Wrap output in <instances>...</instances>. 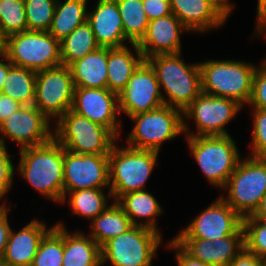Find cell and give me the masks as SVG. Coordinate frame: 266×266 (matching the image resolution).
Here are the masks:
<instances>
[{
    "instance_id": "60d3db41",
    "label": "cell",
    "mask_w": 266,
    "mask_h": 266,
    "mask_svg": "<svg viewBox=\"0 0 266 266\" xmlns=\"http://www.w3.org/2000/svg\"><path fill=\"white\" fill-rule=\"evenodd\" d=\"M149 21L172 14L170 0H142Z\"/></svg>"
},
{
    "instance_id": "44dd1931",
    "label": "cell",
    "mask_w": 266,
    "mask_h": 266,
    "mask_svg": "<svg viewBox=\"0 0 266 266\" xmlns=\"http://www.w3.org/2000/svg\"><path fill=\"white\" fill-rule=\"evenodd\" d=\"M171 11L187 30L217 27L226 20L205 0H170Z\"/></svg>"
},
{
    "instance_id": "f1b7e54d",
    "label": "cell",
    "mask_w": 266,
    "mask_h": 266,
    "mask_svg": "<svg viewBox=\"0 0 266 266\" xmlns=\"http://www.w3.org/2000/svg\"><path fill=\"white\" fill-rule=\"evenodd\" d=\"M36 75V71L12 65L8 70L1 93L22 105H33Z\"/></svg>"
},
{
    "instance_id": "74e56055",
    "label": "cell",
    "mask_w": 266,
    "mask_h": 266,
    "mask_svg": "<svg viewBox=\"0 0 266 266\" xmlns=\"http://www.w3.org/2000/svg\"><path fill=\"white\" fill-rule=\"evenodd\" d=\"M255 109L252 157L266 158V111Z\"/></svg>"
},
{
    "instance_id": "7dc6e473",
    "label": "cell",
    "mask_w": 266,
    "mask_h": 266,
    "mask_svg": "<svg viewBox=\"0 0 266 266\" xmlns=\"http://www.w3.org/2000/svg\"><path fill=\"white\" fill-rule=\"evenodd\" d=\"M251 217L256 219L266 220V193L264 194L258 208Z\"/></svg>"
},
{
    "instance_id": "f6af8a7d",
    "label": "cell",
    "mask_w": 266,
    "mask_h": 266,
    "mask_svg": "<svg viewBox=\"0 0 266 266\" xmlns=\"http://www.w3.org/2000/svg\"><path fill=\"white\" fill-rule=\"evenodd\" d=\"M170 245L174 248H180V252L176 254L179 266H213L201 260L193 258L174 239L171 241Z\"/></svg>"
},
{
    "instance_id": "3957f363",
    "label": "cell",
    "mask_w": 266,
    "mask_h": 266,
    "mask_svg": "<svg viewBox=\"0 0 266 266\" xmlns=\"http://www.w3.org/2000/svg\"><path fill=\"white\" fill-rule=\"evenodd\" d=\"M199 65L203 93L233 99L241 106L243 102L249 103L256 71L254 66L229 60H210Z\"/></svg>"
},
{
    "instance_id": "ab89813d",
    "label": "cell",
    "mask_w": 266,
    "mask_h": 266,
    "mask_svg": "<svg viewBox=\"0 0 266 266\" xmlns=\"http://www.w3.org/2000/svg\"><path fill=\"white\" fill-rule=\"evenodd\" d=\"M14 167L6 152L3 139H0V198L7 192L11 186Z\"/></svg>"
},
{
    "instance_id": "cb8c5ba5",
    "label": "cell",
    "mask_w": 266,
    "mask_h": 266,
    "mask_svg": "<svg viewBox=\"0 0 266 266\" xmlns=\"http://www.w3.org/2000/svg\"><path fill=\"white\" fill-rule=\"evenodd\" d=\"M101 247L82 233L70 235L64 229L62 266H100Z\"/></svg>"
},
{
    "instance_id": "681fc988",
    "label": "cell",
    "mask_w": 266,
    "mask_h": 266,
    "mask_svg": "<svg viewBox=\"0 0 266 266\" xmlns=\"http://www.w3.org/2000/svg\"><path fill=\"white\" fill-rule=\"evenodd\" d=\"M257 13L259 20L266 15V0H258Z\"/></svg>"
},
{
    "instance_id": "d590c367",
    "label": "cell",
    "mask_w": 266,
    "mask_h": 266,
    "mask_svg": "<svg viewBox=\"0 0 266 266\" xmlns=\"http://www.w3.org/2000/svg\"><path fill=\"white\" fill-rule=\"evenodd\" d=\"M212 244L215 247V266H229L245 247L243 226L234 235L215 239Z\"/></svg>"
},
{
    "instance_id": "c3c4849f",
    "label": "cell",
    "mask_w": 266,
    "mask_h": 266,
    "mask_svg": "<svg viewBox=\"0 0 266 266\" xmlns=\"http://www.w3.org/2000/svg\"><path fill=\"white\" fill-rule=\"evenodd\" d=\"M3 60L0 61V93L5 82L9 68L13 65L9 60L8 63H3Z\"/></svg>"
},
{
    "instance_id": "ee69618b",
    "label": "cell",
    "mask_w": 266,
    "mask_h": 266,
    "mask_svg": "<svg viewBox=\"0 0 266 266\" xmlns=\"http://www.w3.org/2000/svg\"><path fill=\"white\" fill-rule=\"evenodd\" d=\"M21 106L22 104L15 101L10 96L0 93V124Z\"/></svg>"
},
{
    "instance_id": "277c9868",
    "label": "cell",
    "mask_w": 266,
    "mask_h": 266,
    "mask_svg": "<svg viewBox=\"0 0 266 266\" xmlns=\"http://www.w3.org/2000/svg\"><path fill=\"white\" fill-rule=\"evenodd\" d=\"M4 56L13 65L41 71L62 65L60 41L48 31H24L6 37Z\"/></svg>"
},
{
    "instance_id": "7bdbcfd3",
    "label": "cell",
    "mask_w": 266,
    "mask_h": 266,
    "mask_svg": "<svg viewBox=\"0 0 266 266\" xmlns=\"http://www.w3.org/2000/svg\"><path fill=\"white\" fill-rule=\"evenodd\" d=\"M11 228L8 224L7 210L4 206H0V259L3 258Z\"/></svg>"
},
{
    "instance_id": "52a82bcc",
    "label": "cell",
    "mask_w": 266,
    "mask_h": 266,
    "mask_svg": "<svg viewBox=\"0 0 266 266\" xmlns=\"http://www.w3.org/2000/svg\"><path fill=\"white\" fill-rule=\"evenodd\" d=\"M190 149L214 185L225 187L239 160V153L230 135L187 136Z\"/></svg>"
},
{
    "instance_id": "8d00e7d4",
    "label": "cell",
    "mask_w": 266,
    "mask_h": 266,
    "mask_svg": "<svg viewBox=\"0 0 266 266\" xmlns=\"http://www.w3.org/2000/svg\"><path fill=\"white\" fill-rule=\"evenodd\" d=\"M193 258L215 266V247L206 239H174Z\"/></svg>"
},
{
    "instance_id": "7c38bea8",
    "label": "cell",
    "mask_w": 266,
    "mask_h": 266,
    "mask_svg": "<svg viewBox=\"0 0 266 266\" xmlns=\"http://www.w3.org/2000/svg\"><path fill=\"white\" fill-rule=\"evenodd\" d=\"M110 183L108 155L75 154L64 148L63 202L67 192L99 189Z\"/></svg>"
},
{
    "instance_id": "5b68a950",
    "label": "cell",
    "mask_w": 266,
    "mask_h": 266,
    "mask_svg": "<svg viewBox=\"0 0 266 266\" xmlns=\"http://www.w3.org/2000/svg\"><path fill=\"white\" fill-rule=\"evenodd\" d=\"M53 138L75 154L109 155L116 135L108 128L69 109L58 119Z\"/></svg>"
},
{
    "instance_id": "4dcf8cb0",
    "label": "cell",
    "mask_w": 266,
    "mask_h": 266,
    "mask_svg": "<svg viewBox=\"0 0 266 266\" xmlns=\"http://www.w3.org/2000/svg\"><path fill=\"white\" fill-rule=\"evenodd\" d=\"M64 253V227L49 229L41 240L31 266H62Z\"/></svg>"
},
{
    "instance_id": "603a6c76",
    "label": "cell",
    "mask_w": 266,
    "mask_h": 266,
    "mask_svg": "<svg viewBox=\"0 0 266 266\" xmlns=\"http://www.w3.org/2000/svg\"><path fill=\"white\" fill-rule=\"evenodd\" d=\"M137 53V59L130 53L126 46L108 48L107 62V88L120 94L127 85L131 75L145 60L136 43H132Z\"/></svg>"
},
{
    "instance_id": "7a4b0ae2",
    "label": "cell",
    "mask_w": 266,
    "mask_h": 266,
    "mask_svg": "<svg viewBox=\"0 0 266 266\" xmlns=\"http://www.w3.org/2000/svg\"><path fill=\"white\" fill-rule=\"evenodd\" d=\"M180 53L155 55L145 60L153 68L159 86L162 85L171 101L170 107L183 112L201 93L200 65H185ZM174 105V106H173Z\"/></svg>"
},
{
    "instance_id": "ba28073f",
    "label": "cell",
    "mask_w": 266,
    "mask_h": 266,
    "mask_svg": "<svg viewBox=\"0 0 266 266\" xmlns=\"http://www.w3.org/2000/svg\"><path fill=\"white\" fill-rule=\"evenodd\" d=\"M225 201L244 219L252 216L266 193V158L239 161L228 179Z\"/></svg>"
},
{
    "instance_id": "836d02e7",
    "label": "cell",
    "mask_w": 266,
    "mask_h": 266,
    "mask_svg": "<svg viewBox=\"0 0 266 266\" xmlns=\"http://www.w3.org/2000/svg\"><path fill=\"white\" fill-rule=\"evenodd\" d=\"M28 31H48L56 9L54 0H24Z\"/></svg>"
},
{
    "instance_id": "2e32d148",
    "label": "cell",
    "mask_w": 266,
    "mask_h": 266,
    "mask_svg": "<svg viewBox=\"0 0 266 266\" xmlns=\"http://www.w3.org/2000/svg\"><path fill=\"white\" fill-rule=\"evenodd\" d=\"M49 119L34 105H22L0 124V131L21 145V149L49 142L53 135Z\"/></svg>"
},
{
    "instance_id": "83f0119b",
    "label": "cell",
    "mask_w": 266,
    "mask_h": 266,
    "mask_svg": "<svg viewBox=\"0 0 266 266\" xmlns=\"http://www.w3.org/2000/svg\"><path fill=\"white\" fill-rule=\"evenodd\" d=\"M116 202L130 218L132 225L143 226L158 232L152 217L161 213L162 209L153 195L144 190H139L122 195ZM135 216L139 218L148 217L149 221L146 224H137Z\"/></svg>"
},
{
    "instance_id": "f5cc1de1",
    "label": "cell",
    "mask_w": 266,
    "mask_h": 266,
    "mask_svg": "<svg viewBox=\"0 0 266 266\" xmlns=\"http://www.w3.org/2000/svg\"><path fill=\"white\" fill-rule=\"evenodd\" d=\"M0 266H14L10 263H8L7 261H5L3 258L0 259Z\"/></svg>"
},
{
    "instance_id": "6da1fadb",
    "label": "cell",
    "mask_w": 266,
    "mask_h": 266,
    "mask_svg": "<svg viewBox=\"0 0 266 266\" xmlns=\"http://www.w3.org/2000/svg\"><path fill=\"white\" fill-rule=\"evenodd\" d=\"M20 172L36 190L56 201H63L64 147L54 138L20 151Z\"/></svg>"
},
{
    "instance_id": "d6986e66",
    "label": "cell",
    "mask_w": 266,
    "mask_h": 266,
    "mask_svg": "<svg viewBox=\"0 0 266 266\" xmlns=\"http://www.w3.org/2000/svg\"><path fill=\"white\" fill-rule=\"evenodd\" d=\"M98 45L102 48L123 47L126 40L122 18L116 0H99L94 12L88 14Z\"/></svg>"
},
{
    "instance_id": "ac0fdd59",
    "label": "cell",
    "mask_w": 266,
    "mask_h": 266,
    "mask_svg": "<svg viewBox=\"0 0 266 266\" xmlns=\"http://www.w3.org/2000/svg\"><path fill=\"white\" fill-rule=\"evenodd\" d=\"M181 29L187 30L174 14L149 21L145 36L137 44L144 59L155 55L180 53Z\"/></svg>"
},
{
    "instance_id": "4316f807",
    "label": "cell",
    "mask_w": 266,
    "mask_h": 266,
    "mask_svg": "<svg viewBox=\"0 0 266 266\" xmlns=\"http://www.w3.org/2000/svg\"><path fill=\"white\" fill-rule=\"evenodd\" d=\"M99 48L91 25L85 22L60 41L62 65L69 67L73 62Z\"/></svg>"
},
{
    "instance_id": "d4e9b609",
    "label": "cell",
    "mask_w": 266,
    "mask_h": 266,
    "mask_svg": "<svg viewBox=\"0 0 266 266\" xmlns=\"http://www.w3.org/2000/svg\"><path fill=\"white\" fill-rule=\"evenodd\" d=\"M91 238L101 247L109 239L129 230L133 225L122 207L114 202L93 219Z\"/></svg>"
},
{
    "instance_id": "d6a6232c",
    "label": "cell",
    "mask_w": 266,
    "mask_h": 266,
    "mask_svg": "<svg viewBox=\"0 0 266 266\" xmlns=\"http://www.w3.org/2000/svg\"><path fill=\"white\" fill-rule=\"evenodd\" d=\"M70 206L74 213L88 217L96 218L107 207L106 199L102 189H83L71 191Z\"/></svg>"
},
{
    "instance_id": "b9f144b4",
    "label": "cell",
    "mask_w": 266,
    "mask_h": 266,
    "mask_svg": "<svg viewBox=\"0 0 266 266\" xmlns=\"http://www.w3.org/2000/svg\"><path fill=\"white\" fill-rule=\"evenodd\" d=\"M229 266H266V262L244 247Z\"/></svg>"
},
{
    "instance_id": "f546056e",
    "label": "cell",
    "mask_w": 266,
    "mask_h": 266,
    "mask_svg": "<svg viewBox=\"0 0 266 266\" xmlns=\"http://www.w3.org/2000/svg\"><path fill=\"white\" fill-rule=\"evenodd\" d=\"M123 22L125 37L138 44L145 36L149 20L143 8L142 0H116Z\"/></svg>"
},
{
    "instance_id": "f35d334b",
    "label": "cell",
    "mask_w": 266,
    "mask_h": 266,
    "mask_svg": "<svg viewBox=\"0 0 266 266\" xmlns=\"http://www.w3.org/2000/svg\"><path fill=\"white\" fill-rule=\"evenodd\" d=\"M249 104H253L254 108L266 111V66L255 71L253 77L252 95Z\"/></svg>"
},
{
    "instance_id": "8992f818",
    "label": "cell",
    "mask_w": 266,
    "mask_h": 266,
    "mask_svg": "<svg viewBox=\"0 0 266 266\" xmlns=\"http://www.w3.org/2000/svg\"><path fill=\"white\" fill-rule=\"evenodd\" d=\"M158 152L114 145L109 153L110 196L118 200L122 195L143 190L145 181L153 170Z\"/></svg>"
},
{
    "instance_id": "30bf717a",
    "label": "cell",
    "mask_w": 266,
    "mask_h": 266,
    "mask_svg": "<svg viewBox=\"0 0 266 266\" xmlns=\"http://www.w3.org/2000/svg\"><path fill=\"white\" fill-rule=\"evenodd\" d=\"M161 236L152 229L133 225L101 246V263L113 266H150Z\"/></svg>"
},
{
    "instance_id": "816d5d0a",
    "label": "cell",
    "mask_w": 266,
    "mask_h": 266,
    "mask_svg": "<svg viewBox=\"0 0 266 266\" xmlns=\"http://www.w3.org/2000/svg\"><path fill=\"white\" fill-rule=\"evenodd\" d=\"M6 37L2 34L0 29V53H4Z\"/></svg>"
},
{
    "instance_id": "e0dca14e",
    "label": "cell",
    "mask_w": 266,
    "mask_h": 266,
    "mask_svg": "<svg viewBox=\"0 0 266 266\" xmlns=\"http://www.w3.org/2000/svg\"><path fill=\"white\" fill-rule=\"evenodd\" d=\"M116 102H119L118 94L108 88L75 87L71 110L118 136L117 127L120 123H116V113L119 105Z\"/></svg>"
},
{
    "instance_id": "1f68e13d",
    "label": "cell",
    "mask_w": 266,
    "mask_h": 266,
    "mask_svg": "<svg viewBox=\"0 0 266 266\" xmlns=\"http://www.w3.org/2000/svg\"><path fill=\"white\" fill-rule=\"evenodd\" d=\"M24 0H0V29L5 37L28 31Z\"/></svg>"
},
{
    "instance_id": "7402d4cb",
    "label": "cell",
    "mask_w": 266,
    "mask_h": 266,
    "mask_svg": "<svg viewBox=\"0 0 266 266\" xmlns=\"http://www.w3.org/2000/svg\"><path fill=\"white\" fill-rule=\"evenodd\" d=\"M108 48L100 47L73 62L69 68L74 87L107 88Z\"/></svg>"
},
{
    "instance_id": "4fadbf2b",
    "label": "cell",
    "mask_w": 266,
    "mask_h": 266,
    "mask_svg": "<svg viewBox=\"0 0 266 266\" xmlns=\"http://www.w3.org/2000/svg\"><path fill=\"white\" fill-rule=\"evenodd\" d=\"M159 82L151 65L144 60L118 95L119 110L133 116L170 104L160 93Z\"/></svg>"
},
{
    "instance_id": "8fae6325",
    "label": "cell",
    "mask_w": 266,
    "mask_h": 266,
    "mask_svg": "<svg viewBox=\"0 0 266 266\" xmlns=\"http://www.w3.org/2000/svg\"><path fill=\"white\" fill-rule=\"evenodd\" d=\"M74 83L68 66H57L37 72L33 105L48 119L63 116L72 107Z\"/></svg>"
},
{
    "instance_id": "9c48e42d",
    "label": "cell",
    "mask_w": 266,
    "mask_h": 266,
    "mask_svg": "<svg viewBox=\"0 0 266 266\" xmlns=\"http://www.w3.org/2000/svg\"><path fill=\"white\" fill-rule=\"evenodd\" d=\"M180 109L162 105L149 112L130 116L136 121L135 127L128 138V147L159 152L161 143L187 130Z\"/></svg>"
},
{
    "instance_id": "ffe728a7",
    "label": "cell",
    "mask_w": 266,
    "mask_h": 266,
    "mask_svg": "<svg viewBox=\"0 0 266 266\" xmlns=\"http://www.w3.org/2000/svg\"><path fill=\"white\" fill-rule=\"evenodd\" d=\"M49 230L34 220L18 233L9 235L3 259L14 266H31L43 237Z\"/></svg>"
},
{
    "instance_id": "e575fe53",
    "label": "cell",
    "mask_w": 266,
    "mask_h": 266,
    "mask_svg": "<svg viewBox=\"0 0 266 266\" xmlns=\"http://www.w3.org/2000/svg\"><path fill=\"white\" fill-rule=\"evenodd\" d=\"M245 248L266 262V220L243 219Z\"/></svg>"
},
{
    "instance_id": "9a60e30c",
    "label": "cell",
    "mask_w": 266,
    "mask_h": 266,
    "mask_svg": "<svg viewBox=\"0 0 266 266\" xmlns=\"http://www.w3.org/2000/svg\"><path fill=\"white\" fill-rule=\"evenodd\" d=\"M241 108L235 100L201 93L184 111L187 117H195L198 134L191 136L229 135L224 126Z\"/></svg>"
},
{
    "instance_id": "f907efd6",
    "label": "cell",
    "mask_w": 266,
    "mask_h": 266,
    "mask_svg": "<svg viewBox=\"0 0 266 266\" xmlns=\"http://www.w3.org/2000/svg\"><path fill=\"white\" fill-rule=\"evenodd\" d=\"M258 25H257V29L260 30L259 32L262 33L263 29L264 31L266 30V15L261 19V20H258ZM265 27V28H264ZM262 29V31H261ZM266 33V32H265ZM266 35V34H265ZM266 37V36H265Z\"/></svg>"
},
{
    "instance_id": "bcb514c9",
    "label": "cell",
    "mask_w": 266,
    "mask_h": 266,
    "mask_svg": "<svg viewBox=\"0 0 266 266\" xmlns=\"http://www.w3.org/2000/svg\"><path fill=\"white\" fill-rule=\"evenodd\" d=\"M209 2L225 19L233 8L226 0H205Z\"/></svg>"
},
{
    "instance_id": "5bb4252c",
    "label": "cell",
    "mask_w": 266,
    "mask_h": 266,
    "mask_svg": "<svg viewBox=\"0 0 266 266\" xmlns=\"http://www.w3.org/2000/svg\"><path fill=\"white\" fill-rule=\"evenodd\" d=\"M242 226L243 218L221 197L174 239L213 241L234 235Z\"/></svg>"
},
{
    "instance_id": "484cf974",
    "label": "cell",
    "mask_w": 266,
    "mask_h": 266,
    "mask_svg": "<svg viewBox=\"0 0 266 266\" xmlns=\"http://www.w3.org/2000/svg\"><path fill=\"white\" fill-rule=\"evenodd\" d=\"M87 0H65V3L56 2V9L48 32L61 41L75 28L87 22Z\"/></svg>"
}]
</instances>
